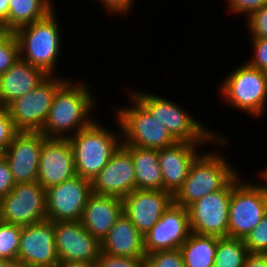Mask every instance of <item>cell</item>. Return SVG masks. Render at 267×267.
I'll list each match as a JSON object with an SVG mask.
<instances>
[{
	"instance_id": "obj_1",
	"label": "cell",
	"mask_w": 267,
	"mask_h": 267,
	"mask_svg": "<svg viewBox=\"0 0 267 267\" xmlns=\"http://www.w3.org/2000/svg\"><path fill=\"white\" fill-rule=\"evenodd\" d=\"M89 87L85 80L75 82L69 78L56 91L40 131L46 138H69L97 119L93 115L97 100Z\"/></svg>"
},
{
	"instance_id": "obj_2",
	"label": "cell",
	"mask_w": 267,
	"mask_h": 267,
	"mask_svg": "<svg viewBox=\"0 0 267 267\" xmlns=\"http://www.w3.org/2000/svg\"><path fill=\"white\" fill-rule=\"evenodd\" d=\"M129 91L150 112L153 119L164 126L178 142L207 143L209 146L214 143L215 147L229 144V139L221 135L223 133L207 129L202 121L196 119L193 113L190 114L177 102L159 94L147 93L146 90Z\"/></svg>"
},
{
	"instance_id": "obj_3",
	"label": "cell",
	"mask_w": 267,
	"mask_h": 267,
	"mask_svg": "<svg viewBox=\"0 0 267 267\" xmlns=\"http://www.w3.org/2000/svg\"><path fill=\"white\" fill-rule=\"evenodd\" d=\"M57 16L54 9L45 18L14 31L19 45V58L42 69L49 76L58 75L56 66L61 55L63 38Z\"/></svg>"
},
{
	"instance_id": "obj_4",
	"label": "cell",
	"mask_w": 267,
	"mask_h": 267,
	"mask_svg": "<svg viewBox=\"0 0 267 267\" xmlns=\"http://www.w3.org/2000/svg\"><path fill=\"white\" fill-rule=\"evenodd\" d=\"M208 151L201 152L192 162L182 186L173 195L175 204L188 208L209 193L221 190L238 173L223 153Z\"/></svg>"
},
{
	"instance_id": "obj_5",
	"label": "cell",
	"mask_w": 267,
	"mask_h": 267,
	"mask_svg": "<svg viewBox=\"0 0 267 267\" xmlns=\"http://www.w3.org/2000/svg\"><path fill=\"white\" fill-rule=\"evenodd\" d=\"M95 119L90 125L68 138L72 145L77 176L90 181L103 169L122 144L121 129L104 127ZM117 132V133H116Z\"/></svg>"
},
{
	"instance_id": "obj_6",
	"label": "cell",
	"mask_w": 267,
	"mask_h": 267,
	"mask_svg": "<svg viewBox=\"0 0 267 267\" xmlns=\"http://www.w3.org/2000/svg\"><path fill=\"white\" fill-rule=\"evenodd\" d=\"M242 64L222 78L218 92L228 107L260 118L267 112V72Z\"/></svg>"
},
{
	"instance_id": "obj_7",
	"label": "cell",
	"mask_w": 267,
	"mask_h": 267,
	"mask_svg": "<svg viewBox=\"0 0 267 267\" xmlns=\"http://www.w3.org/2000/svg\"><path fill=\"white\" fill-rule=\"evenodd\" d=\"M131 101L129 107L113 109L115 120L121 129L123 146H135L144 149H163L171 147L178 141L169 131L150 114V112L128 91Z\"/></svg>"
},
{
	"instance_id": "obj_8",
	"label": "cell",
	"mask_w": 267,
	"mask_h": 267,
	"mask_svg": "<svg viewBox=\"0 0 267 267\" xmlns=\"http://www.w3.org/2000/svg\"><path fill=\"white\" fill-rule=\"evenodd\" d=\"M238 172L232 178L228 237L244 239L267 212V197ZM248 181V182H247Z\"/></svg>"
},
{
	"instance_id": "obj_9",
	"label": "cell",
	"mask_w": 267,
	"mask_h": 267,
	"mask_svg": "<svg viewBox=\"0 0 267 267\" xmlns=\"http://www.w3.org/2000/svg\"><path fill=\"white\" fill-rule=\"evenodd\" d=\"M58 76H48L34 90L6 107L18 131L42 130L56 91L68 80Z\"/></svg>"
},
{
	"instance_id": "obj_10",
	"label": "cell",
	"mask_w": 267,
	"mask_h": 267,
	"mask_svg": "<svg viewBox=\"0 0 267 267\" xmlns=\"http://www.w3.org/2000/svg\"><path fill=\"white\" fill-rule=\"evenodd\" d=\"M47 219L46 190L37 181L16 183L0 199V220L19 226H28Z\"/></svg>"
},
{
	"instance_id": "obj_11",
	"label": "cell",
	"mask_w": 267,
	"mask_h": 267,
	"mask_svg": "<svg viewBox=\"0 0 267 267\" xmlns=\"http://www.w3.org/2000/svg\"><path fill=\"white\" fill-rule=\"evenodd\" d=\"M231 191L232 179L221 190L209 193L187 208L192 233L228 237Z\"/></svg>"
},
{
	"instance_id": "obj_12",
	"label": "cell",
	"mask_w": 267,
	"mask_h": 267,
	"mask_svg": "<svg viewBox=\"0 0 267 267\" xmlns=\"http://www.w3.org/2000/svg\"><path fill=\"white\" fill-rule=\"evenodd\" d=\"M54 230L55 222L48 219L22 226L17 256L19 267H56L59 258Z\"/></svg>"
},
{
	"instance_id": "obj_13",
	"label": "cell",
	"mask_w": 267,
	"mask_h": 267,
	"mask_svg": "<svg viewBox=\"0 0 267 267\" xmlns=\"http://www.w3.org/2000/svg\"><path fill=\"white\" fill-rule=\"evenodd\" d=\"M91 193V181L80 176L47 188V219L54 222L80 221Z\"/></svg>"
},
{
	"instance_id": "obj_14",
	"label": "cell",
	"mask_w": 267,
	"mask_h": 267,
	"mask_svg": "<svg viewBox=\"0 0 267 267\" xmlns=\"http://www.w3.org/2000/svg\"><path fill=\"white\" fill-rule=\"evenodd\" d=\"M54 239L59 261L95 264L101 252V243L80 221L55 222Z\"/></svg>"
},
{
	"instance_id": "obj_15",
	"label": "cell",
	"mask_w": 267,
	"mask_h": 267,
	"mask_svg": "<svg viewBox=\"0 0 267 267\" xmlns=\"http://www.w3.org/2000/svg\"><path fill=\"white\" fill-rule=\"evenodd\" d=\"M188 209L172 202L159 221L144 235L146 254L176 250L190 235Z\"/></svg>"
},
{
	"instance_id": "obj_16",
	"label": "cell",
	"mask_w": 267,
	"mask_h": 267,
	"mask_svg": "<svg viewBox=\"0 0 267 267\" xmlns=\"http://www.w3.org/2000/svg\"><path fill=\"white\" fill-rule=\"evenodd\" d=\"M76 176L73 149L68 138L44 137L37 182L46 190Z\"/></svg>"
},
{
	"instance_id": "obj_17",
	"label": "cell",
	"mask_w": 267,
	"mask_h": 267,
	"mask_svg": "<svg viewBox=\"0 0 267 267\" xmlns=\"http://www.w3.org/2000/svg\"><path fill=\"white\" fill-rule=\"evenodd\" d=\"M40 131H18L3 154L15 183H30L38 179V164L44 142Z\"/></svg>"
},
{
	"instance_id": "obj_18",
	"label": "cell",
	"mask_w": 267,
	"mask_h": 267,
	"mask_svg": "<svg viewBox=\"0 0 267 267\" xmlns=\"http://www.w3.org/2000/svg\"><path fill=\"white\" fill-rule=\"evenodd\" d=\"M92 193L124 198L135 190L134 164L121 144L103 169L91 180Z\"/></svg>"
},
{
	"instance_id": "obj_19",
	"label": "cell",
	"mask_w": 267,
	"mask_h": 267,
	"mask_svg": "<svg viewBox=\"0 0 267 267\" xmlns=\"http://www.w3.org/2000/svg\"><path fill=\"white\" fill-rule=\"evenodd\" d=\"M122 200L123 212L144 236L173 202V195L165 190L135 189Z\"/></svg>"
},
{
	"instance_id": "obj_20",
	"label": "cell",
	"mask_w": 267,
	"mask_h": 267,
	"mask_svg": "<svg viewBox=\"0 0 267 267\" xmlns=\"http://www.w3.org/2000/svg\"><path fill=\"white\" fill-rule=\"evenodd\" d=\"M206 143L177 142L171 147L158 150L163 190L174 195L187 177L189 168Z\"/></svg>"
},
{
	"instance_id": "obj_21",
	"label": "cell",
	"mask_w": 267,
	"mask_h": 267,
	"mask_svg": "<svg viewBox=\"0 0 267 267\" xmlns=\"http://www.w3.org/2000/svg\"><path fill=\"white\" fill-rule=\"evenodd\" d=\"M122 213V198L91 193L80 222L101 243Z\"/></svg>"
},
{
	"instance_id": "obj_22",
	"label": "cell",
	"mask_w": 267,
	"mask_h": 267,
	"mask_svg": "<svg viewBox=\"0 0 267 267\" xmlns=\"http://www.w3.org/2000/svg\"><path fill=\"white\" fill-rule=\"evenodd\" d=\"M49 75L19 58L4 74L0 75V106L24 96L40 85Z\"/></svg>"
},
{
	"instance_id": "obj_23",
	"label": "cell",
	"mask_w": 267,
	"mask_h": 267,
	"mask_svg": "<svg viewBox=\"0 0 267 267\" xmlns=\"http://www.w3.org/2000/svg\"><path fill=\"white\" fill-rule=\"evenodd\" d=\"M101 252L122 257H145L144 237L123 212L101 242Z\"/></svg>"
},
{
	"instance_id": "obj_24",
	"label": "cell",
	"mask_w": 267,
	"mask_h": 267,
	"mask_svg": "<svg viewBox=\"0 0 267 267\" xmlns=\"http://www.w3.org/2000/svg\"><path fill=\"white\" fill-rule=\"evenodd\" d=\"M131 154L135 189L163 190L161 167L158 160V150L144 149L135 146H124Z\"/></svg>"
},
{
	"instance_id": "obj_25",
	"label": "cell",
	"mask_w": 267,
	"mask_h": 267,
	"mask_svg": "<svg viewBox=\"0 0 267 267\" xmlns=\"http://www.w3.org/2000/svg\"><path fill=\"white\" fill-rule=\"evenodd\" d=\"M8 2L7 21L0 29L12 32L24 25L45 18L51 11L56 9L52 0H8Z\"/></svg>"
},
{
	"instance_id": "obj_26",
	"label": "cell",
	"mask_w": 267,
	"mask_h": 267,
	"mask_svg": "<svg viewBox=\"0 0 267 267\" xmlns=\"http://www.w3.org/2000/svg\"><path fill=\"white\" fill-rule=\"evenodd\" d=\"M217 236L190 233L181 245L185 267H213L217 248Z\"/></svg>"
},
{
	"instance_id": "obj_27",
	"label": "cell",
	"mask_w": 267,
	"mask_h": 267,
	"mask_svg": "<svg viewBox=\"0 0 267 267\" xmlns=\"http://www.w3.org/2000/svg\"><path fill=\"white\" fill-rule=\"evenodd\" d=\"M249 254L243 239L218 238L213 267H244Z\"/></svg>"
},
{
	"instance_id": "obj_28",
	"label": "cell",
	"mask_w": 267,
	"mask_h": 267,
	"mask_svg": "<svg viewBox=\"0 0 267 267\" xmlns=\"http://www.w3.org/2000/svg\"><path fill=\"white\" fill-rule=\"evenodd\" d=\"M22 226L0 220V259L17 263Z\"/></svg>"
},
{
	"instance_id": "obj_29",
	"label": "cell",
	"mask_w": 267,
	"mask_h": 267,
	"mask_svg": "<svg viewBox=\"0 0 267 267\" xmlns=\"http://www.w3.org/2000/svg\"><path fill=\"white\" fill-rule=\"evenodd\" d=\"M19 59V45L14 32L0 29V75Z\"/></svg>"
},
{
	"instance_id": "obj_30",
	"label": "cell",
	"mask_w": 267,
	"mask_h": 267,
	"mask_svg": "<svg viewBox=\"0 0 267 267\" xmlns=\"http://www.w3.org/2000/svg\"><path fill=\"white\" fill-rule=\"evenodd\" d=\"M250 254L267 252V212L259 224L243 239Z\"/></svg>"
},
{
	"instance_id": "obj_31",
	"label": "cell",
	"mask_w": 267,
	"mask_h": 267,
	"mask_svg": "<svg viewBox=\"0 0 267 267\" xmlns=\"http://www.w3.org/2000/svg\"><path fill=\"white\" fill-rule=\"evenodd\" d=\"M145 267H185L180 249L156 251L145 256Z\"/></svg>"
},
{
	"instance_id": "obj_32",
	"label": "cell",
	"mask_w": 267,
	"mask_h": 267,
	"mask_svg": "<svg viewBox=\"0 0 267 267\" xmlns=\"http://www.w3.org/2000/svg\"><path fill=\"white\" fill-rule=\"evenodd\" d=\"M95 267H145V257H120L100 252Z\"/></svg>"
},
{
	"instance_id": "obj_33",
	"label": "cell",
	"mask_w": 267,
	"mask_h": 267,
	"mask_svg": "<svg viewBox=\"0 0 267 267\" xmlns=\"http://www.w3.org/2000/svg\"><path fill=\"white\" fill-rule=\"evenodd\" d=\"M246 19L247 28L249 29L250 37L267 38V5L261 7L256 12L252 13Z\"/></svg>"
},
{
	"instance_id": "obj_34",
	"label": "cell",
	"mask_w": 267,
	"mask_h": 267,
	"mask_svg": "<svg viewBox=\"0 0 267 267\" xmlns=\"http://www.w3.org/2000/svg\"><path fill=\"white\" fill-rule=\"evenodd\" d=\"M18 130L15 128L7 108L0 106V150L4 153Z\"/></svg>"
},
{
	"instance_id": "obj_35",
	"label": "cell",
	"mask_w": 267,
	"mask_h": 267,
	"mask_svg": "<svg viewBox=\"0 0 267 267\" xmlns=\"http://www.w3.org/2000/svg\"><path fill=\"white\" fill-rule=\"evenodd\" d=\"M267 5V0H227V12L232 15H245L248 18L252 13Z\"/></svg>"
},
{
	"instance_id": "obj_36",
	"label": "cell",
	"mask_w": 267,
	"mask_h": 267,
	"mask_svg": "<svg viewBox=\"0 0 267 267\" xmlns=\"http://www.w3.org/2000/svg\"><path fill=\"white\" fill-rule=\"evenodd\" d=\"M250 38L253 56L246 62L252 67L267 72V38Z\"/></svg>"
},
{
	"instance_id": "obj_37",
	"label": "cell",
	"mask_w": 267,
	"mask_h": 267,
	"mask_svg": "<svg viewBox=\"0 0 267 267\" xmlns=\"http://www.w3.org/2000/svg\"><path fill=\"white\" fill-rule=\"evenodd\" d=\"M102 8H105L108 15L111 14L113 16L119 15H127L128 12L130 13L131 7H134L135 0H99Z\"/></svg>"
},
{
	"instance_id": "obj_38",
	"label": "cell",
	"mask_w": 267,
	"mask_h": 267,
	"mask_svg": "<svg viewBox=\"0 0 267 267\" xmlns=\"http://www.w3.org/2000/svg\"><path fill=\"white\" fill-rule=\"evenodd\" d=\"M10 167L4 157L0 159V199L6 196L15 185Z\"/></svg>"
},
{
	"instance_id": "obj_39",
	"label": "cell",
	"mask_w": 267,
	"mask_h": 267,
	"mask_svg": "<svg viewBox=\"0 0 267 267\" xmlns=\"http://www.w3.org/2000/svg\"><path fill=\"white\" fill-rule=\"evenodd\" d=\"M244 267H267L261 254H249L245 260Z\"/></svg>"
},
{
	"instance_id": "obj_40",
	"label": "cell",
	"mask_w": 267,
	"mask_h": 267,
	"mask_svg": "<svg viewBox=\"0 0 267 267\" xmlns=\"http://www.w3.org/2000/svg\"><path fill=\"white\" fill-rule=\"evenodd\" d=\"M260 180L264 181L262 184L260 182L255 183L254 185L267 197V166L260 170L259 173L257 172Z\"/></svg>"
},
{
	"instance_id": "obj_41",
	"label": "cell",
	"mask_w": 267,
	"mask_h": 267,
	"mask_svg": "<svg viewBox=\"0 0 267 267\" xmlns=\"http://www.w3.org/2000/svg\"><path fill=\"white\" fill-rule=\"evenodd\" d=\"M8 11V0H0V27L7 21Z\"/></svg>"
},
{
	"instance_id": "obj_42",
	"label": "cell",
	"mask_w": 267,
	"mask_h": 267,
	"mask_svg": "<svg viewBox=\"0 0 267 267\" xmlns=\"http://www.w3.org/2000/svg\"><path fill=\"white\" fill-rule=\"evenodd\" d=\"M56 267H95V264H88L84 262L59 261Z\"/></svg>"
},
{
	"instance_id": "obj_43",
	"label": "cell",
	"mask_w": 267,
	"mask_h": 267,
	"mask_svg": "<svg viewBox=\"0 0 267 267\" xmlns=\"http://www.w3.org/2000/svg\"><path fill=\"white\" fill-rule=\"evenodd\" d=\"M0 267H19L17 263H12L10 261L0 259Z\"/></svg>"
},
{
	"instance_id": "obj_44",
	"label": "cell",
	"mask_w": 267,
	"mask_h": 267,
	"mask_svg": "<svg viewBox=\"0 0 267 267\" xmlns=\"http://www.w3.org/2000/svg\"><path fill=\"white\" fill-rule=\"evenodd\" d=\"M261 255L264 257V260H265L266 265H267V252H264Z\"/></svg>"
},
{
	"instance_id": "obj_45",
	"label": "cell",
	"mask_w": 267,
	"mask_h": 267,
	"mask_svg": "<svg viewBox=\"0 0 267 267\" xmlns=\"http://www.w3.org/2000/svg\"><path fill=\"white\" fill-rule=\"evenodd\" d=\"M3 152L0 150V159L3 157Z\"/></svg>"
}]
</instances>
